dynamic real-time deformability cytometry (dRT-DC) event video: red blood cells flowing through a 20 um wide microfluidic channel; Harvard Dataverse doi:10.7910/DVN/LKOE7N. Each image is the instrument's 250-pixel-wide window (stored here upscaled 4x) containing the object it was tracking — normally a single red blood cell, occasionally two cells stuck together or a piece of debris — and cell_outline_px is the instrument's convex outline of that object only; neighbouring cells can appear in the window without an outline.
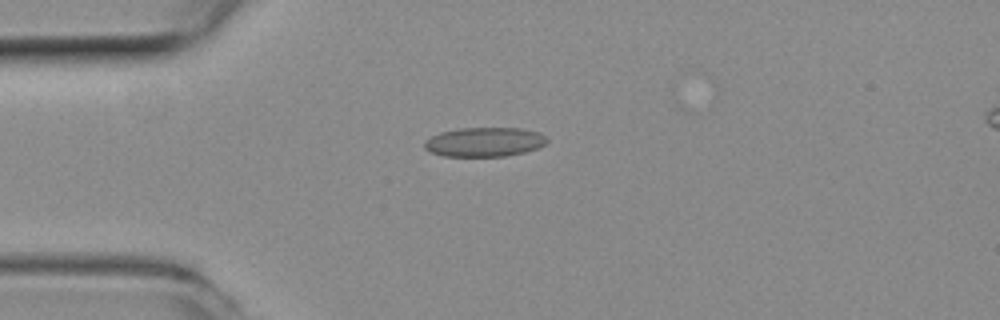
{"species": "common noctule bat (a hibernating species)", "species_latin": "Nyctalus noctula", "temperature_condition": "room temperature", "stored_images_in_passage": 43, "camera_frame_rate_fps": 3000, "um_per_image_px": 0.085, "animal": {"sex": "female", "body_mass_g": 19.3, "forearm_length_mm": 54.1}, "frame": {"image": 1, "passage_image": 4, "time_ms": 1.0, "image_size_px": [1000, 320], "cell_outline_px": [[548, 144], [540, 148], [524, 152], [504, 156], [444, 156], [432, 152], [424, 148], [424, 140], [440, 132], [460, 128], [520, 128], [540, 132], [548, 140]], "centroid_in_image_um": [41.21, 12.06], "position_along_channel_um": 43.8, "area_um2": 21.04}}
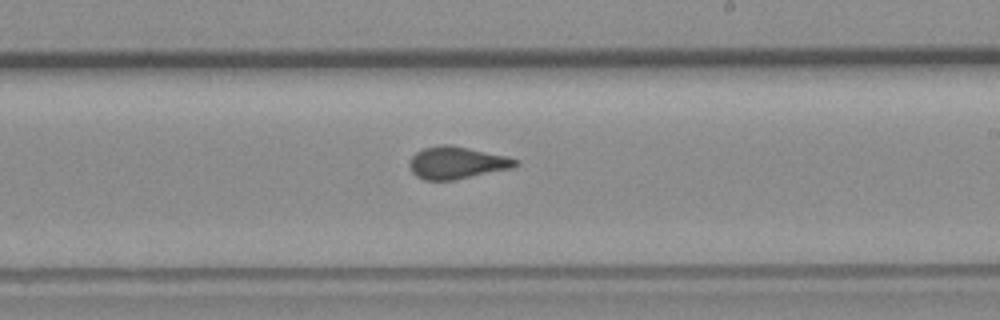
{"frame": {"image": 2, "passage_image": 21, "time_ms": 6.667, "image_size_px": [1000, 320], "cell_outline_px": [[520, 164], [512, 168], [452, 180], [424, 180], [416, 176], [412, 172], [408, 164], [408, 160], [416, 152], [424, 148], [440, 144], [452, 144], [504, 156], [520, 160]], "centroid_in_image_um": [38.79, 13.82], "position_along_channel_um": 250.2, "area_um2": 19.94}}
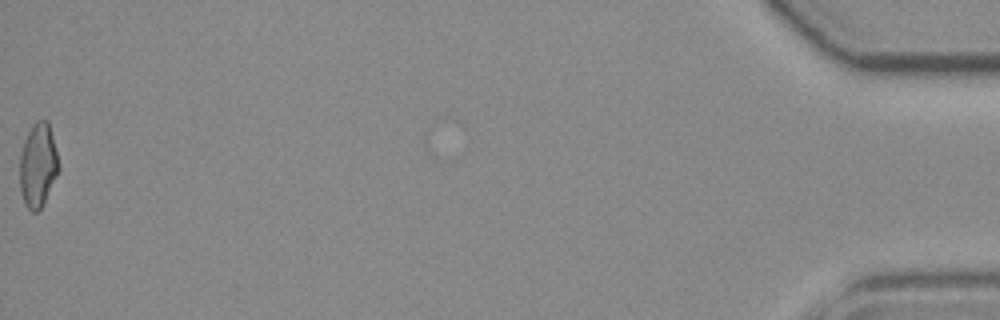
{"frame": {"image": 3, "passage_image": 43, "time_ms": 14.0, "image_size_px": [1000, 320], "cell_outline_px": [[60, 168], [40, 208], [36, 212], [32, 212], [24, 204], [20, 192], [20, 156], [24, 140], [32, 124], [36, 120], [48, 120]], "centroid_in_image_um": [3.21, 14.03], "position_along_channel_um": 432.0, "area_um2": 18.79}, "authors_computed_cell_mechanics": {"area_um2": 19.5942, "velocity_mm_per_s": 3.9521, "shape_relaxation_time_tau1_ms": null, "shape_relaxation_time_tau2_ms": 0.8196, "deformation_change_tau1": null, "deformation_change_tau2": 0.0659}}